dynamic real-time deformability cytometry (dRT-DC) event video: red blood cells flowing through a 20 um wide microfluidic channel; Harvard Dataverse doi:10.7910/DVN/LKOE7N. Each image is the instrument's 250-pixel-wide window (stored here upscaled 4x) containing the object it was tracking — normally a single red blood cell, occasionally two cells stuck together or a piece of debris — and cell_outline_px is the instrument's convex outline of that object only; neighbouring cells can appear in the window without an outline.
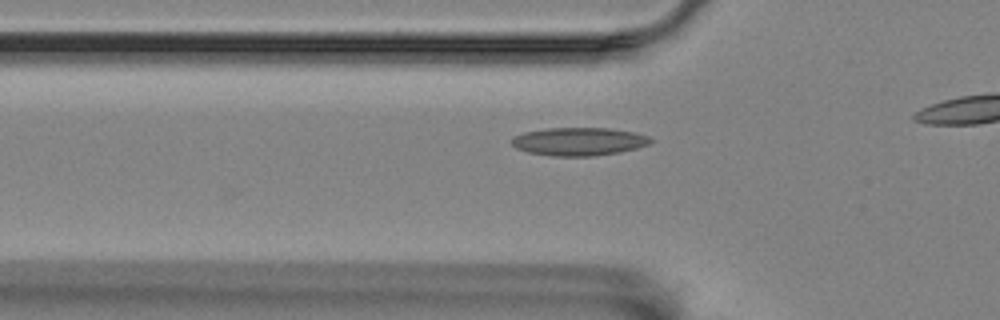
{"species": "Egyptian fruit bat (a non-hibernating species)", "species_latin": "Rousettus aegyptiacus", "temperature_condition": "room temperature", "stored_images_in_passage": 32, "camera_frame_rate_fps": 3000, "um_per_image_px": 0.085, "animal": {"sex": "female"}, "frame": {"image": 1, "passage_image": 2, "time_ms": 0.333, "image_size_px": [1000, 320], "cell_outline_px": [[656, 140], [648, 144], [636, 148], [620, 152], [592, 156], [552, 156], [528, 152], [516, 148], [512, 144], [512, 136], [524, 132], [548, 128], [608, 128], [636, 132], [648, 136]], "centroid_in_image_um": [49.22, 12.02], "position_along_channel_um": 76.6, "area_um2": 22.83}}
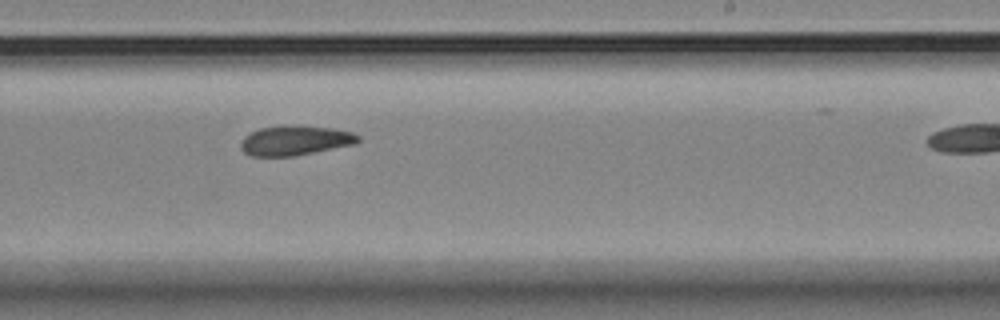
{"frame": {"image": 2, "passage_image": 18, "time_ms": 5.667, "image_size_px": [1000, 320], "cell_outline_px": [[360, 140], [356, 144], [292, 156], [252, 156], [244, 152], [240, 148], [240, 144], [244, 136], [260, 128], [332, 128], [352, 132], [360, 136]], "centroid_in_image_um": [25.09, 11.99], "position_along_channel_um": 263.9, "area_um2": 19.36}}
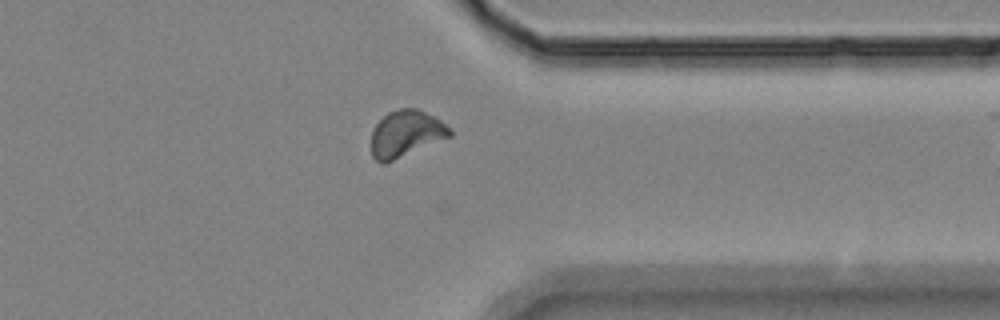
{"frame": {"image": 3, "passage_image": 28, "time_ms": 9.0, "image_size_px": [1000, 320], "cell_outline_px": [[452, 136], [384, 164], [380, 164], [372, 156], [372, 132], [376, 124], [388, 112], [400, 108], [416, 108], [436, 116], [452, 132]], "centroid_in_image_um": [34.5, 11.36], "position_along_channel_um": 376.9, "area_um2": 21.21}}